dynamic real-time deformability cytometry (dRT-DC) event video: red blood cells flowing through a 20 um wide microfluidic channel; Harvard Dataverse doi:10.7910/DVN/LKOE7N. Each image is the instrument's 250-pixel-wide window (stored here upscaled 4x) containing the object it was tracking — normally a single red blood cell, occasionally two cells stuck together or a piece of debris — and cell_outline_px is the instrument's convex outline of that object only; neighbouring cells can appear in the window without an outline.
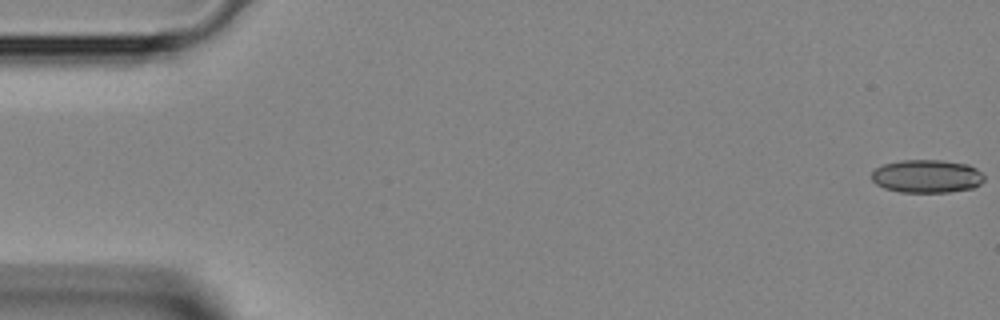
{"species": "Egyptian fruit bat (a non-hibernating species)", "species_latin": "Rousettus aegyptiacus", "temperature_condition": "room temperature", "stored_images_in_passage": 44, "camera_frame_rate_fps": 3000, "um_per_image_px": 0.085, "animal": {"sex": "female"}, "frame": {"image": 1, "passage_image": 1, "time_ms": 0.0, "image_size_px": [1000, 320], "cell_outline_px": [[984, 180], [980, 184], [972, 188], [948, 192], [900, 192], [884, 188], [876, 184], [872, 180], [872, 172], [876, 168], [884, 164], [900, 160], [940, 160], [968, 164], [976, 168], [984, 176]], "centroid_in_image_um": [78.78, 14.98], "position_along_channel_um": 6.2, "area_um2": 21.73}}
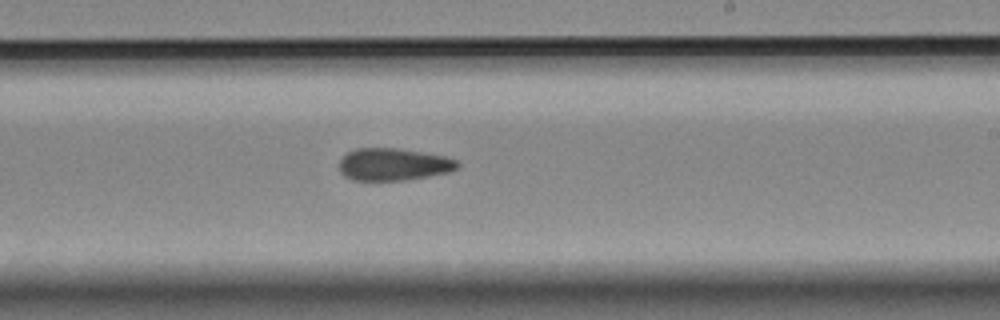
{"frame": {"image": 2, "passage_image": 26, "time_ms": 8.333, "image_size_px": [1000, 320], "cell_outline_px": [[460, 164], [456, 168], [448, 172], [404, 180], [352, 180], [344, 176], [340, 172], [340, 160], [348, 152], [356, 148], [396, 148], [444, 156], [456, 160]], "centroid_in_image_um": [33.4, 13.97], "position_along_channel_um": 255.6, "area_um2": 21.96}}
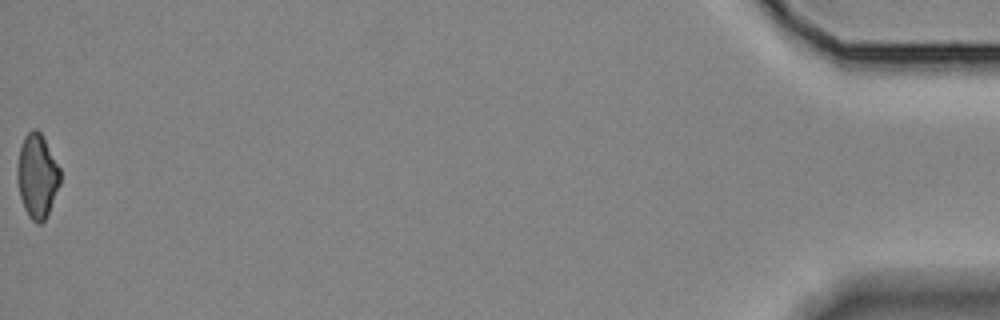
{"frame": {"image": 3, "passage_image": 44, "time_ms": 14.333, "image_size_px": [1000, 320], "cell_outline_px": [[60, 184], [48, 216], [40, 224], [36, 224], [28, 216], [24, 208], [20, 196], [16, 176], [16, 168], [20, 148], [24, 136], [32, 128], [36, 128], [40, 132], [60, 168]], "centroid_in_image_um": [3.15, 14.98], "position_along_channel_um": 432.0, "area_um2": 21.15}}